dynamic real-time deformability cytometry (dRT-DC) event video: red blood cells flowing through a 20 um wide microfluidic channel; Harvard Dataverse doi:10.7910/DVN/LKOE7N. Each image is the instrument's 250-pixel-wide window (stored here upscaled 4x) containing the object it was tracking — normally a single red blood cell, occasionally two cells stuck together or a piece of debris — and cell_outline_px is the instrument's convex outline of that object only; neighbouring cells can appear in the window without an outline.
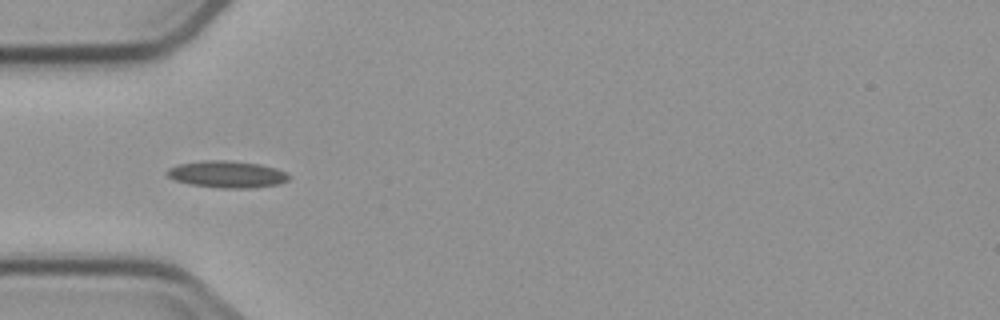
{"species": "common noctule bat (a hibernating species)", "species_latin": "Nyctalus noctula", "temperature_condition": "cold", "stored_images_in_passage": 5, "camera_frame_rate_fps": 3000, "um_per_image_px": 0.085, "animal": {"sex": "male", "body_mass_g": 23.1, "forearm_length_mm": 52.7}, "frame": {"image": 1, "passage_image": 3, "time_ms": 3.333, "image_size_px": [1000, 320], "cell_outline_px": [[288, 180], [280, 184], [248, 188], [220, 188], [192, 184], [176, 180], [168, 176], [168, 168], [176, 164], [200, 160], [228, 160], [260, 164], [276, 168], [288, 172]], "centroid_in_image_um": [19.31, 14.8], "position_along_channel_um": 65.7, "area_um2": 19.07}}
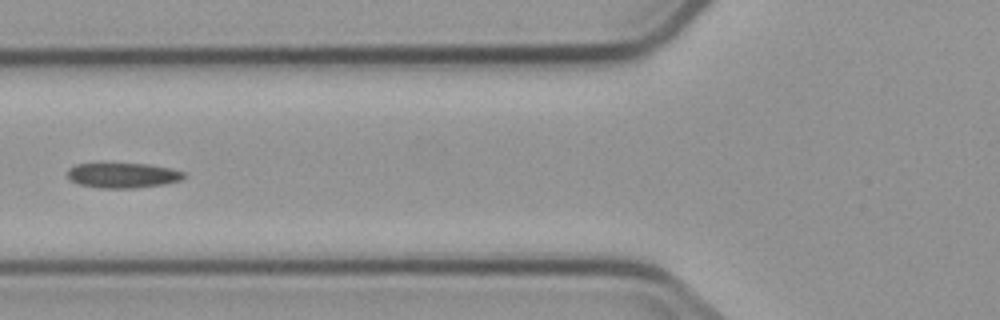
{"frame": {"image": 2, "passage_image": 4, "time_ms": 4.667, "image_size_px": [1000, 320], "cell_outline_px": [[184, 176], [180, 180], [164, 184], [136, 188], [100, 188], [80, 184], [68, 180], [68, 168], [76, 164], [100, 160], [148, 164], [172, 168], [184, 172]], "centroid_in_image_um": [10.36, 14.84], "position_along_channel_um": 115.4, "area_um2": 17.98}}
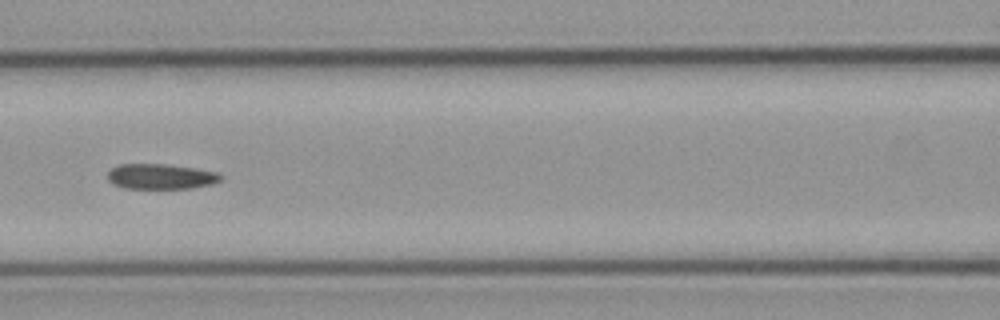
{"frame": {"image": 3, "passage_image": 5, "time_ms": 5.667, "image_size_px": [1000, 320], "cell_outline_px": [[224, 176], [220, 180], [212, 184], [192, 188], [124, 188], [112, 184], [108, 180], [108, 172], [112, 168], [120, 164], [164, 164], [196, 168], [220, 172]], "centroid_in_image_um": [13.7, 15.0], "position_along_channel_um": 152.9, "area_um2": 16.76}}